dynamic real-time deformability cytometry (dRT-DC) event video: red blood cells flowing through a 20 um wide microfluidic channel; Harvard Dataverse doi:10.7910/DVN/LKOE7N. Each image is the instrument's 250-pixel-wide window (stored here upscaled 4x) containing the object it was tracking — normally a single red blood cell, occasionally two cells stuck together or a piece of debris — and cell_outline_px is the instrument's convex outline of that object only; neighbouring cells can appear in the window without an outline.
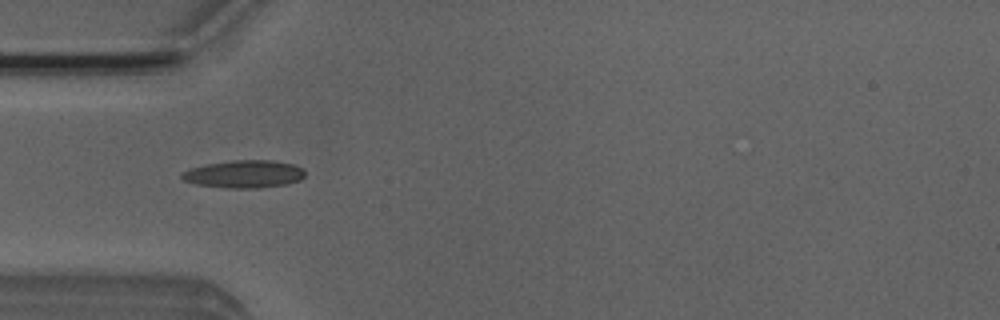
{"species": "Egyptian fruit bat (a non-hibernating species)", "species_latin": "Rousettus aegyptiacus", "temperature_condition": "room temperature", "stored_images_in_passage": 7, "camera_frame_rate_fps": 3000, "um_per_image_px": 0.085, "animal": {"sex": "male"}, "frame": {"image": 1, "passage_image": 4, "time_ms": 3.333, "image_size_px": [1000, 320], "cell_outline_px": [[304, 176], [300, 180], [288, 184], [260, 188], [228, 188], [196, 184], [184, 180], [180, 176], [184, 172], [192, 168], [208, 164], [232, 160], [272, 160], [292, 164], [304, 168]], "centroid_in_image_um": [20.8, 14.8], "position_along_channel_um": 64.2, "area_um2": 19.77}}
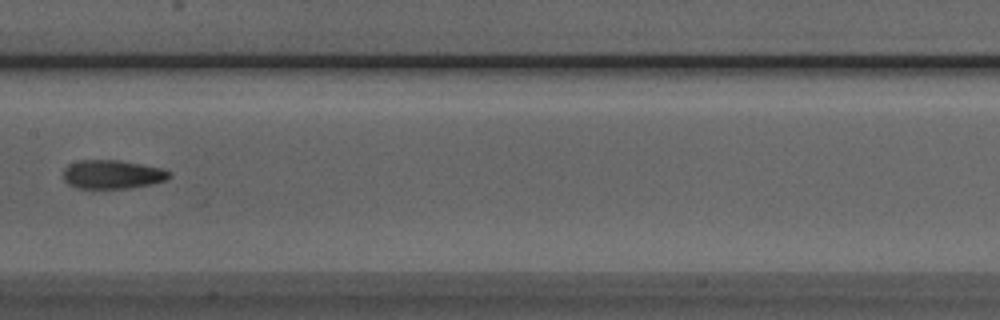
{"frame": {"image": 2, "passage_image": 7, "time_ms": 6.667, "image_size_px": [1000, 320], "cell_outline_px": [[172, 176], [164, 180], [152, 184], [132, 188], [76, 188], [68, 184], [64, 180], [64, 168], [68, 164], [80, 160], [120, 160], [164, 168], [172, 172]], "centroid_in_image_um": [9.58, 14.82], "position_along_channel_um": 197.8, "area_um2": 17.98}}